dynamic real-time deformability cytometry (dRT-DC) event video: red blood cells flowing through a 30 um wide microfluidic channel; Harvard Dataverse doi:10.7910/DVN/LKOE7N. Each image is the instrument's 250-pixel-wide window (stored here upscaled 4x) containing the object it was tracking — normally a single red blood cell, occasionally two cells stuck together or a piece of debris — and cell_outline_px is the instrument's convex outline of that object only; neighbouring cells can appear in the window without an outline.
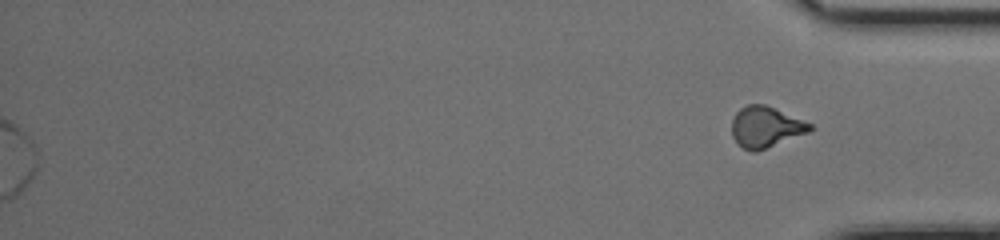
{"species": "common noctule bat (a hibernating species)", "species_latin": "Nyctalus noctula", "temperature_condition": "cold", "stored_images_in_passage": 54, "segment_of_instrument_passage": [2, 2], "camera_frame_rate_fps": 3000, "um_per_image_px": 0.085, "animal": {"sex": "female", "body_mass_g": 17.0, "forearm_length_mm": 48.0}, "frame": {"image": 1, "passage_image": 54, "time_ms": 17.667, "image_size_px": [1000, 240], "cell_outline_px": [[816, 128], [808, 132], [756, 152], [752, 152], [736, 144], [732, 136], [732, 120], [736, 112], [740, 108], [748, 104], [764, 104], [812, 124]], "centroid_in_image_um": [65.06, 10.8], "position_along_channel_um": 370.1, "area_um2": 18.55}}